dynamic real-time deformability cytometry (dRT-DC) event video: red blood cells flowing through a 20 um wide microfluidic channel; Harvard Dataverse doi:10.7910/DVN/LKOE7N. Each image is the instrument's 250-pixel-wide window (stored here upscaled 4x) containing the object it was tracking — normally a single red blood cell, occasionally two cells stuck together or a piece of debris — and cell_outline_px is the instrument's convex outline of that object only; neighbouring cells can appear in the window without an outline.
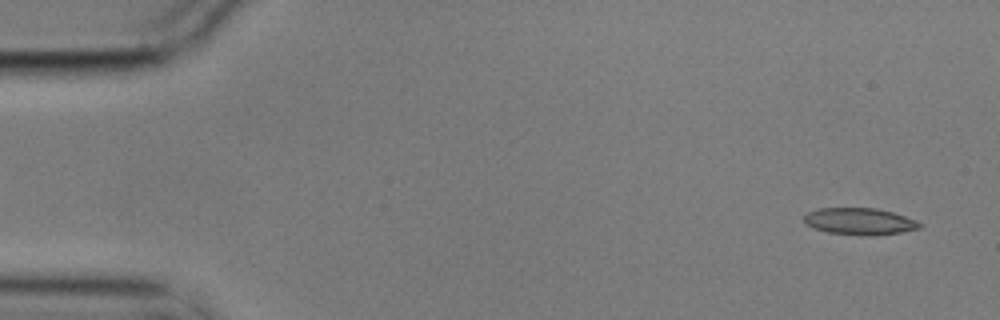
{"species": "common noctule bat (a hibernating species)", "species_latin": "Nyctalus noctula", "temperature_condition": "cold", "stored_images_in_passage": 55, "camera_frame_rate_fps": 3000, "um_per_image_px": 0.085, "animal": {"sex": "male", "body_mass_g": 17.9}, "frame": {"image": 1, "passage_image": 2, "time_ms": 0.333, "image_size_px": [1000, 320], "cell_outline_px": [[924, 224], [920, 228], [900, 232], [876, 236], [860, 236], [828, 232], [812, 228], [804, 220], [804, 216], [808, 212], [816, 208], [876, 208], [892, 212], [916, 220]], "centroid_in_image_um": [73.08, 18.82], "position_along_channel_um": 11.9, "area_um2": 18.21}}
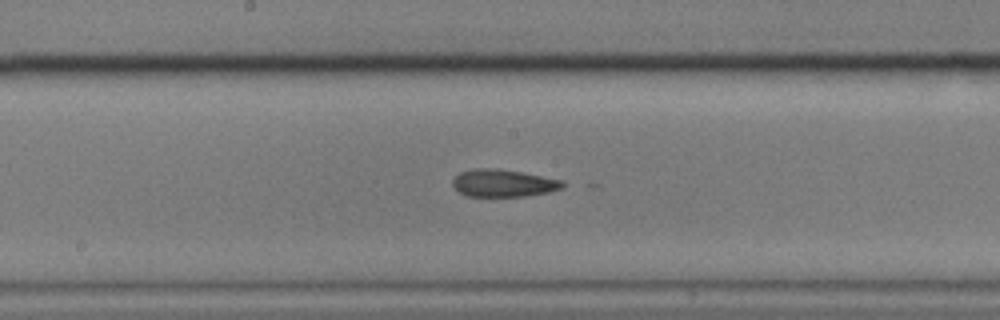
{"frame": {"image": 2, "passage_image": 28, "time_ms": 9.0, "image_size_px": [1000, 320], "cell_outline_px": [[564, 188], [548, 192], [524, 196], [464, 196], [452, 184], [452, 180], [460, 172], [472, 168], [496, 168], [524, 172], [564, 180]], "centroid_in_image_um": [42.8, 15.55], "position_along_channel_um": 205.4, "area_um2": 17.74}}
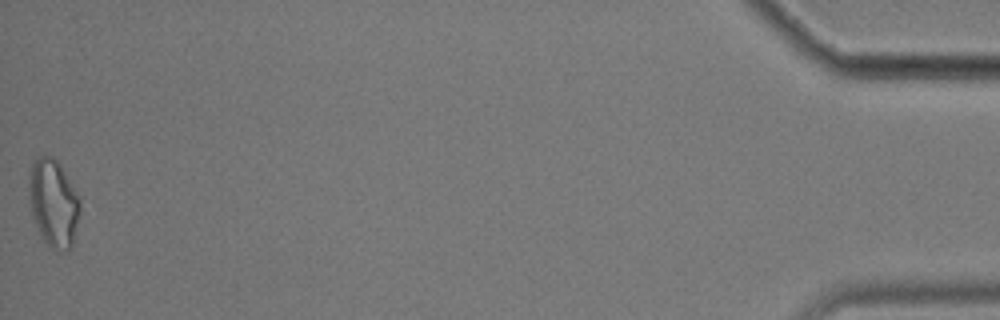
{"frame": {"image": 3, "passage_image": 55, "time_ms": 18.0, "image_size_px": [1000, 320], "cell_outline_px": [[80, 212], [72, 244], [64, 252], [60, 252], [52, 248], [44, 240], [32, 212], [28, 188], [32, 164], [40, 156], [52, 156], [60, 164], [76, 192], [80, 200]], "centroid_in_image_um": [4.57, 17.25], "position_along_channel_um": 430.6, "area_um2": 25.37}, "authors_computed_cell_mechanics": {"area_um2": 18.496, "velocity_mm_per_s": 3.5628, "shape_relaxation_time_tau1_ms": null, "shape_relaxation_time_tau2_ms": 4.9728, "deformation_change_tau1": null, "deformation_change_tau2": 0.1262}}